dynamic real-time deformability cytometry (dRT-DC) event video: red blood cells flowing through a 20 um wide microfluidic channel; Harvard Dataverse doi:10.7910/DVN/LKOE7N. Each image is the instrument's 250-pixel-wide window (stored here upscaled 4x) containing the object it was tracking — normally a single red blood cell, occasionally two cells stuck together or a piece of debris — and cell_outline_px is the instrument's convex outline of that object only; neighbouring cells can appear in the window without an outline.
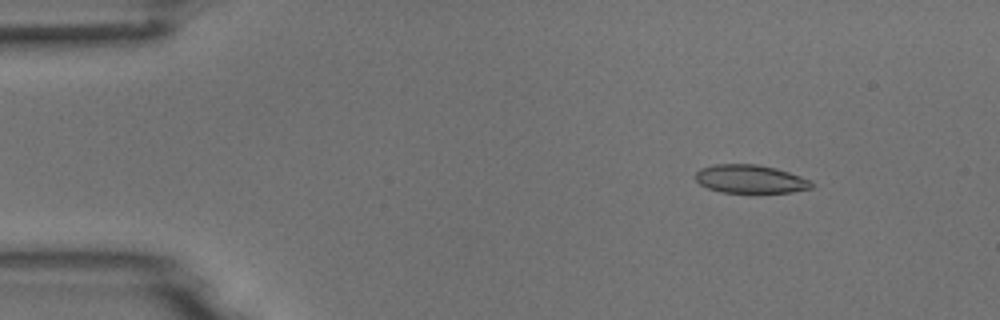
{"species": "common noctule bat (a hibernating species)", "species_latin": "Nyctalus noctula", "temperature_condition": "room temperature", "stored_images_in_passage": 48, "camera_frame_rate_fps": 3000, "um_per_image_px": 0.085, "animal": {"sex": "male", "body_mass_g": 18.8}, "frame": {"image": 1, "passage_image": 2, "time_ms": 0.333, "image_size_px": [1000, 320], "cell_outline_px": [[812, 188], [792, 192], [720, 192], [708, 188], [700, 184], [696, 180], [696, 172], [700, 168], [716, 164], [756, 164], [776, 168], [800, 176], [808, 180], [812, 184]], "centroid_in_image_um": [63.74, 15.21], "position_along_channel_um": 21.3, "area_um2": 18.96}}
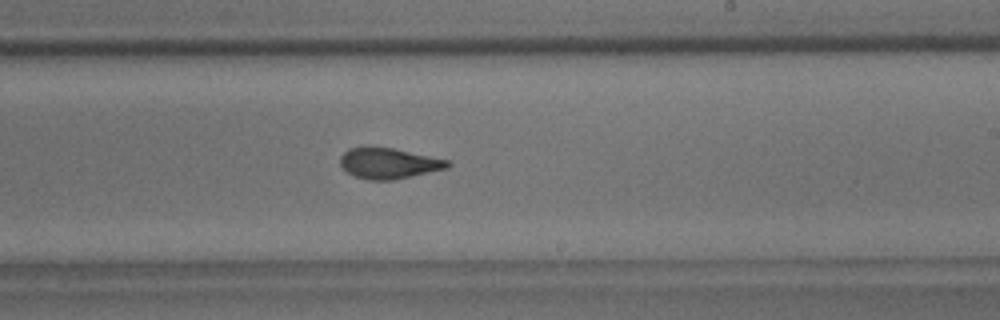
{"frame": {"image": 2, "passage_image": 27, "time_ms": 8.667, "image_size_px": [1000, 320], "cell_outline_px": [[452, 164], [448, 168], [392, 180], [368, 180], [352, 176], [340, 164], [340, 156], [348, 148], [360, 144], [368, 144], [392, 148], [448, 160]], "centroid_in_image_um": [32.96, 13.84], "position_along_channel_um": 256.0, "area_um2": 19.65}}
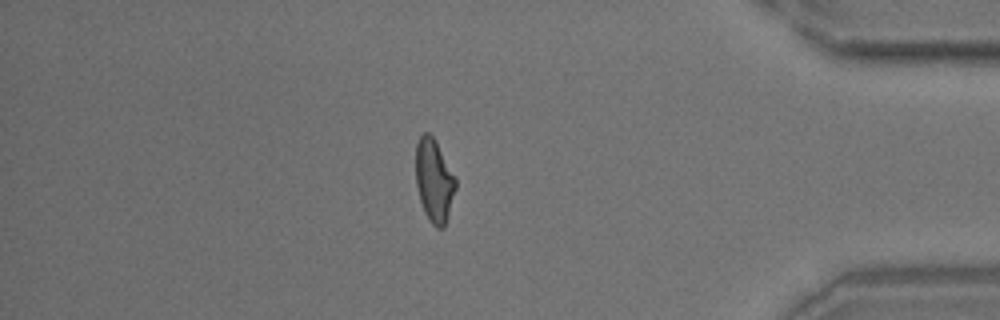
{"frame": {"image": 3, "passage_image": 41, "time_ms": 13.333, "image_size_px": [1000, 320], "cell_outline_px": [[456, 188], [444, 228], [436, 228], [428, 220], [424, 212], [420, 200], [416, 184], [416, 144], [420, 136], [424, 132], [428, 132], [436, 140], [456, 176]], "centroid_in_image_um": [36.9, 15.33], "position_along_channel_um": 398.3, "area_um2": 19.48}}